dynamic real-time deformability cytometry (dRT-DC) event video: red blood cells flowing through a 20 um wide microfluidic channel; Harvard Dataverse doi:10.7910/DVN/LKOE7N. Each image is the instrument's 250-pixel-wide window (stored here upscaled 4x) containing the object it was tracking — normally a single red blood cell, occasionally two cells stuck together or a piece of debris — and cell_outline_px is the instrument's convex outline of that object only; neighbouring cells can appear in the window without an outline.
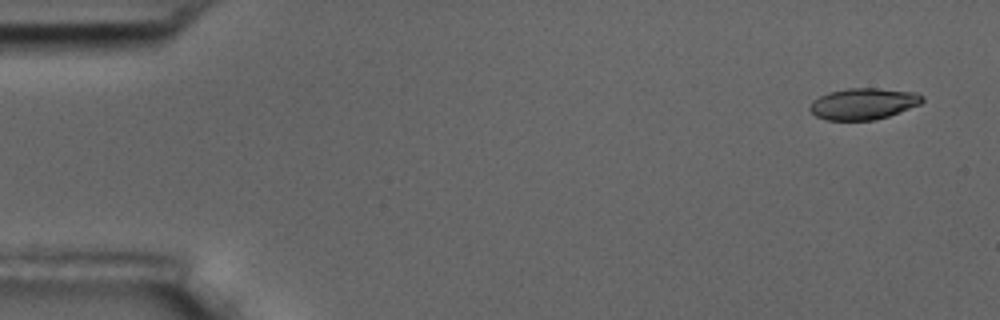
{"species": "common noctule bat (a hibernating species)", "species_latin": "Nyctalus noctula", "temperature_condition": "room temperature", "stored_images_in_passage": 6, "camera_frame_rate_fps": 3000, "um_per_image_px": 0.085, "animal": {"sex": "male", "body_mass_g": 17.5, "forearm_length_mm": 52.3}, "frame": {"image": 1, "passage_image": 1, "time_ms": 0.0, "image_size_px": [1000, 320], "cell_outline_px": [[924, 100], [920, 104], [888, 116], [876, 120], [828, 120], [816, 116], [808, 108], [812, 100], [828, 92], [848, 88], [876, 88], [916, 92], [924, 96]], "centroid_in_image_um": [73.38, 8.81], "position_along_channel_um": 11.6, "area_um2": 20.58}}
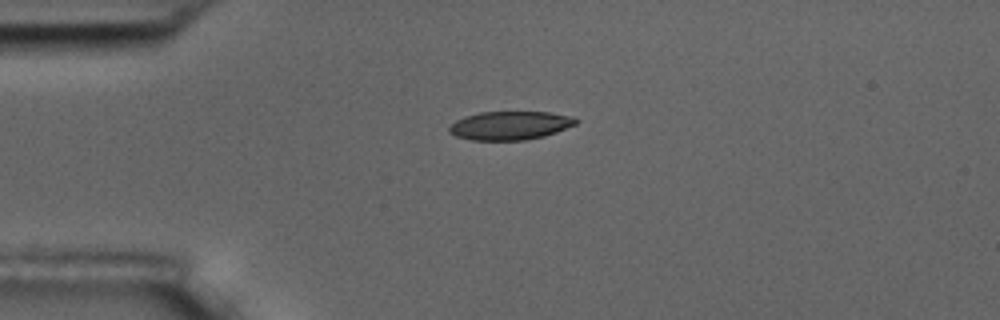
{"frame": {"image": 2, "passage_image": 4, "time_ms": 3.667, "image_size_px": [1000, 320], "cell_outline_px": [[580, 120], [576, 124], [556, 132], [544, 136], [524, 140], [472, 140], [456, 136], [448, 132], [448, 128], [456, 120], [464, 116], [480, 112], [548, 112], [576, 116]], "centroid_in_image_um": [43.38, 10.66], "position_along_channel_um": 41.6, "area_um2": 21.21}}